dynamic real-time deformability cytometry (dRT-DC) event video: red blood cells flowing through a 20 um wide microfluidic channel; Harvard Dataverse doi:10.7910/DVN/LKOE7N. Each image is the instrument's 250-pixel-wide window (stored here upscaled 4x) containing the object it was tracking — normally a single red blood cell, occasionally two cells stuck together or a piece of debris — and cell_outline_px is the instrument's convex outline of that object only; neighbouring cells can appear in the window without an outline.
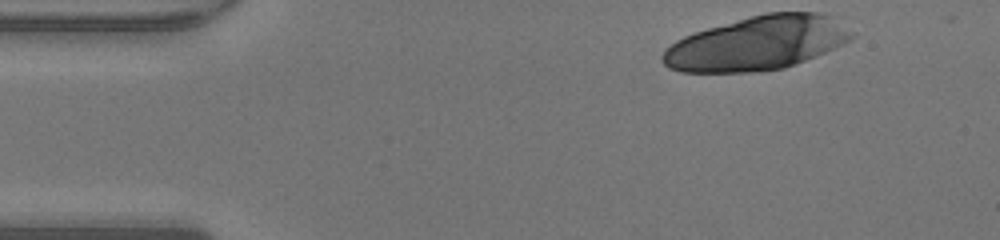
{"species": "human", "species_latin": "Homo sapiens", "temperature_condition": "warm", "stored_images_in_passage": 24, "camera_frame_rate_fps": 3000, "um_per_image_px": 0.085, "donor": {"sex": "male"}, "frame": {"image": 1, "passage_image": 1, "time_ms": 0.0, "image_size_px": [1000, 240], "cell_outline_px": [[856, 36], [824, 52], [796, 64], [784, 68], [760, 72], [680, 72], [668, 68], [660, 60], [660, 56], [664, 48], [676, 40], [692, 32], [764, 12], [820, 12], [828, 16], [856, 32]], "centroid_in_image_um": [64.29, 3.68], "position_along_channel_um": 20.7, "area_um2": 59.71}}